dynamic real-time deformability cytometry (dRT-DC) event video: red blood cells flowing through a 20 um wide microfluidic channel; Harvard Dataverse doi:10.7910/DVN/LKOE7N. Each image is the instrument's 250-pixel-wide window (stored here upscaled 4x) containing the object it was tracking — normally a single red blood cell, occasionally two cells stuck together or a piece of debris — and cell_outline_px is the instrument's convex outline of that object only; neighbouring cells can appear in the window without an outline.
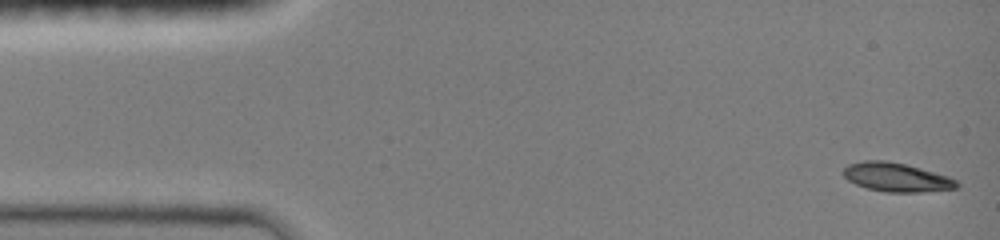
{"species": "common noctule bat (a hibernating species)", "species_latin": "Nyctalus noctula", "temperature_condition": "room temperature", "stored_images_in_passage": 47, "camera_frame_rate_fps": 3000, "um_per_image_px": 0.085, "animal": {"sex": "female", "body_mass_g": 19.0, "forearm_length_mm": 51.5}, "frame": {"image": 1, "passage_image": 1, "time_ms": 0.0, "image_size_px": [1000, 240], "cell_outline_px": [[960, 184], [956, 188], [920, 192], [884, 192], [868, 188], [856, 184], [848, 180], [840, 172], [848, 164], [864, 160], [884, 160], [904, 164], [920, 168], [948, 176], [956, 180]], "centroid_in_image_um": [76.16, 15.06], "position_along_channel_um": 8.8, "area_um2": 19.02}}
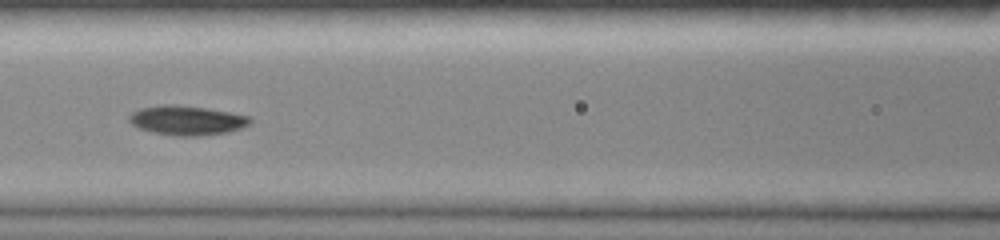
{"frame": {"image": 2, "passage_image": 20, "time_ms": 6.333, "image_size_px": [1000, 240], "cell_outline_px": [[252, 120], [248, 124], [240, 128], [228, 132], [196, 136], [176, 136], [152, 132], [140, 128], [132, 124], [128, 120], [128, 116], [132, 112], [140, 108], [160, 104], [172, 104], [208, 108], [248, 116]], "centroid_in_image_um": [15.84, 10.22], "position_along_channel_um": 150.8, "area_um2": 20.69}}
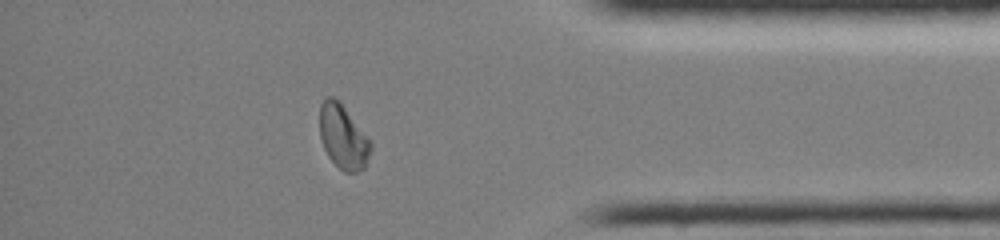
{"frame": {"image": 3, "passage_image": 40, "time_ms": 13.0, "image_size_px": [1000, 240], "cell_outline_px": [[372, 148], [368, 160], [364, 168], [356, 172], [344, 172], [328, 156], [324, 148], [320, 136], [320, 104], [324, 96], [332, 96], [344, 108], [372, 140]], "centroid_in_image_um": [29.18, 11.64], "position_along_channel_um": 406.0, "area_um2": 19.02}, "authors_computed_cell_mechanics": {"area_um2": 19.363, "velocity_mm_per_s": 4.0513, "shape_relaxation_time_tau1_ms": 3.8937, "shape_relaxation_time_tau2_ms": null, "deformation_change_tau1": 0.1688, "deformation_change_tau2": null}}